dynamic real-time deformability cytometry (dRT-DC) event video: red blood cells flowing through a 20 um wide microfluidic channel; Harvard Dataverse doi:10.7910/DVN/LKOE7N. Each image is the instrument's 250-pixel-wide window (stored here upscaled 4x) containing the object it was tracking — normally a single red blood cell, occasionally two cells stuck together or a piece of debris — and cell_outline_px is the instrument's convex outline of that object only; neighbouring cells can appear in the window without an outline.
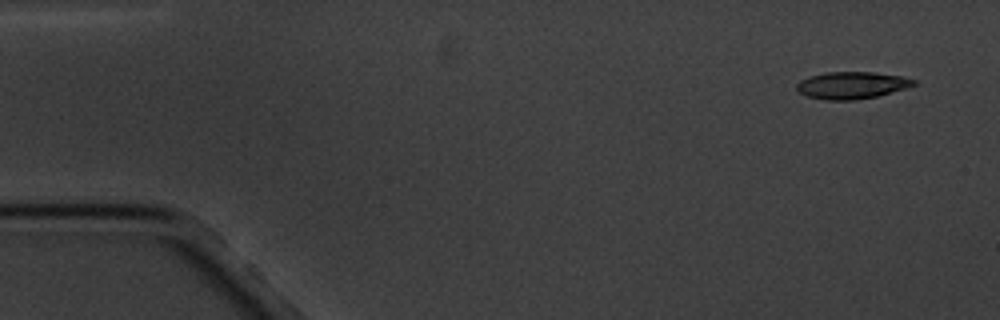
{"species": "common noctule bat (a hibernating species)", "species_latin": "Nyctalus noctula", "temperature_condition": "cold", "stored_images_in_passage": 8, "camera_frame_rate_fps": 3000, "um_per_image_px": 0.085, "animal": {"sex": "male", "body_mass_g": 20.1, "forearm_length_mm": 53.5}, "frame": {"image": 1, "passage_image": 1, "time_ms": 0.0, "image_size_px": [1000, 320], "cell_outline_px": [[916, 84], [904, 88], [876, 96], [856, 100], [824, 100], [808, 96], [800, 92], [796, 88], [796, 84], [800, 80], [824, 72], [872, 72], [900, 76], [916, 80]], "centroid_in_image_um": [72.37, 7.25], "position_along_channel_um": 12.6, "area_um2": 18.21}}
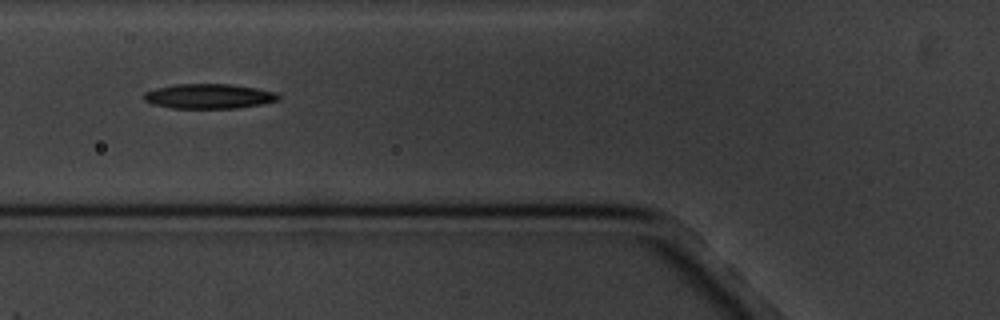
{"frame": {"image": 2, "passage_image": 6, "time_ms": 6.0, "image_size_px": [1000, 320], "cell_outline_px": [[280, 96], [276, 100], [260, 104], [236, 108], [172, 108], [152, 104], [144, 100], [144, 92], [156, 88], [176, 84], [228, 84], [256, 88], [276, 92]], "centroid_in_image_um": [17.72, 8.18], "position_along_channel_um": 108.1, "area_um2": 19.25}}
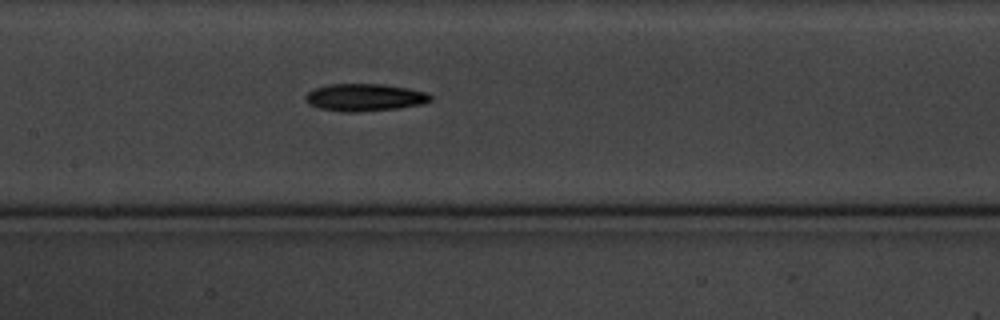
{"frame": {"image": 3, "passage_image": 8, "time_ms": 8.0, "image_size_px": [1000, 320], "cell_outline_px": [[432, 100], [424, 104], [400, 108], [356, 112], [348, 112], [320, 108], [312, 104], [304, 96], [312, 88], [328, 84], [384, 84], [408, 88], [428, 92], [432, 96]], "centroid_in_image_um": [31.06, 8.27], "position_along_channel_um": 176.3, "area_um2": 20.0}}